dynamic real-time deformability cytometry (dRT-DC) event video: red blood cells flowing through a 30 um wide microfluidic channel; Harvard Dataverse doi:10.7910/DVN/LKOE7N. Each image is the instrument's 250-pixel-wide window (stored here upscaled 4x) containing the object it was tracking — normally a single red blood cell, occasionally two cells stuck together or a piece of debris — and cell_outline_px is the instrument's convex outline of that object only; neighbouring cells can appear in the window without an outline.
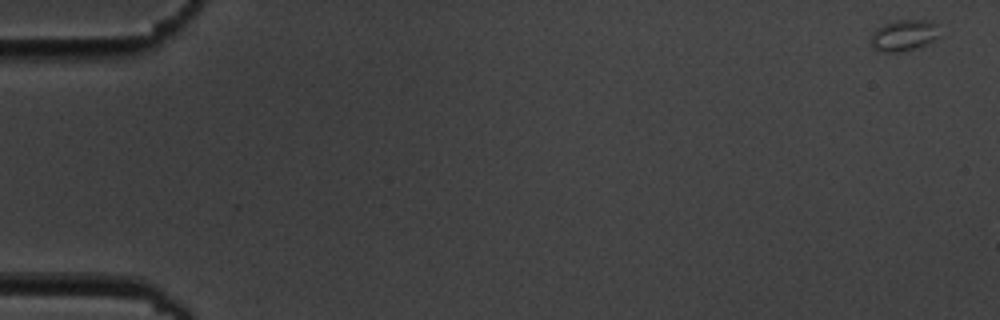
{"species": "common noctule bat (a hibernating species)", "species_latin": "Nyctalus noctula", "temperature_condition": "cold", "stored_images_in_passage": 7, "camera_frame_rate_fps": 3000, "um_per_image_px": 0.085, "animal": {"sex": "male", "body_mass_g": 19.5, "forearm_length_mm": 54.6}, "frame": {"image": 1, "passage_image": 1, "time_ms": 0.0, "image_size_px": [1000, 320], "cell_outline_px": [[940, 36], [916, 48], [900, 52], [880, 52], [872, 48], [868, 44], [868, 36], [876, 28], [884, 24], [896, 20], [932, 20], [936, 24]], "centroid_in_image_um": [76.73, 3.01], "position_along_channel_um": 8.3, "area_um2": 12.83}}